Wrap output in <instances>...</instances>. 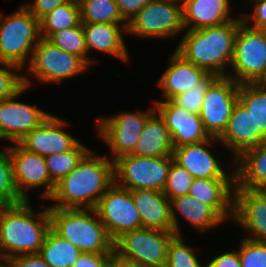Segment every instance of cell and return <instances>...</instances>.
Masks as SVG:
<instances>
[{
	"mask_svg": "<svg viewBox=\"0 0 266 267\" xmlns=\"http://www.w3.org/2000/svg\"><path fill=\"white\" fill-rule=\"evenodd\" d=\"M248 2L252 3L253 4L255 3L254 5V10H253V13L251 14H242L240 13L239 16H242V19L243 21L251 28H254V29H261L263 27H266V0H247ZM253 17L254 21L249 23V19ZM251 24V26H250Z\"/></svg>",
	"mask_w": 266,
	"mask_h": 267,
	"instance_id": "41",
	"label": "cell"
},
{
	"mask_svg": "<svg viewBox=\"0 0 266 267\" xmlns=\"http://www.w3.org/2000/svg\"><path fill=\"white\" fill-rule=\"evenodd\" d=\"M173 156L140 157L128 154L114 161L115 183L125 189L162 191Z\"/></svg>",
	"mask_w": 266,
	"mask_h": 267,
	"instance_id": "7",
	"label": "cell"
},
{
	"mask_svg": "<svg viewBox=\"0 0 266 267\" xmlns=\"http://www.w3.org/2000/svg\"><path fill=\"white\" fill-rule=\"evenodd\" d=\"M0 260H2V263L0 262V267H10L9 258L0 256Z\"/></svg>",
	"mask_w": 266,
	"mask_h": 267,
	"instance_id": "48",
	"label": "cell"
},
{
	"mask_svg": "<svg viewBox=\"0 0 266 267\" xmlns=\"http://www.w3.org/2000/svg\"><path fill=\"white\" fill-rule=\"evenodd\" d=\"M95 210L113 241L125 232L142 228L131 191L116 183L101 196Z\"/></svg>",
	"mask_w": 266,
	"mask_h": 267,
	"instance_id": "12",
	"label": "cell"
},
{
	"mask_svg": "<svg viewBox=\"0 0 266 267\" xmlns=\"http://www.w3.org/2000/svg\"><path fill=\"white\" fill-rule=\"evenodd\" d=\"M205 267H241L238 251L220 254L209 261Z\"/></svg>",
	"mask_w": 266,
	"mask_h": 267,
	"instance_id": "46",
	"label": "cell"
},
{
	"mask_svg": "<svg viewBox=\"0 0 266 267\" xmlns=\"http://www.w3.org/2000/svg\"><path fill=\"white\" fill-rule=\"evenodd\" d=\"M88 151L89 148L79 141L69 151L45 156L44 158L51 180L57 184L77 166L79 161Z\"/></svg>",
	"mask_w": 266,
	"mask_h": 267,
	"instance_id": "33",
	"label": "cell"
},
{
	"mask_svg": "<svg viewBox=\"0 0 266 267\" xmlns=\"http://www.w3.org/2000/svg\"><path fill=\"white\" fill-rule=\"evenodd\" d=\"M261 87L266 88V72L265 74L261 77V79L257 82Z\"/></svg>",
	"mask_w": 266,
	"mask_h": 267,
	"instance_id": "49",
	"label": "cell"
},
{
	"mask_svg": "<svg viewBox=\"0 0 266 267\" xmlns=\"http://www.w3.org/2000/svg\"><path fill=\"white\" fill-rule=\"evenodd\" d=\"M73 0H34L33 3L24 6L40 21L45 15L50 13L55 7Z\"/></svg>",
	"mask_w": 266,
	"mask_h": 267,
	"instance_id": "42",
	"label": "cell"
},
{
	"mask_svg": "<svg viewBox=\"0 0 266 267\" xmlns=\"http://www.w3.org/2000/svg\"><path fill=\"white\" fill-rule=\"evenodd\" d=\"M238 101L252 115L256 132L266 141V88L258 83L240 84Z\"/></svg>",
	"mask_w": 266,
	"mask_h": 267,
	"instance_id": "30",
	"label": "cell"
},
{
	"mask_svg": "<svg viewBox=\"0 0 266 267\" xmlns=\"http://www.w3.org/2000/svg\"><path fill=\"white\" fill-rule=\"evenodd\" d=\"M40 38L39 21L24 5L7 16L0 13V63L23 70Z\"/></svg>",
	"mask_w": 266,
	"mask_h": 267,
	"instance_id": "5",
	"label": "cell"
},
{
	"mask_svg": "<svg viewBox=\"0 0 266 267\" xmlns=\"http://www.w3.org/2000/svg\"><path fill=\"white\" fill-rule=\"evenodd\" d=\"M14 180L13 164L8 148L0 151V206H12L25 202Z\"/></svg>",
	"mask_w": 266,
	"mask_h": 267,
	"instance_id": "35",
	"label": "cell"
},
{
	"mask_svg": "<svg viewBox=\"0 0 266 267\" xmlns=\"http://www.w3.org/2000/svg\"><path fill=\"white\" fill-rule=\"evenodd\" d=\"M131 194L139 212L142 227L174 232L170 200L162 191L132 190Z\"/></svg>",
	"mask_w": 266,
	"mask_h": 267,
	"instance_id": "23",
	"label": "cell"
},
{
	"mask_svg": "<svg viewBox=\"0 0 266 267\" xmlns=\"http://www.w3.org/2000/svg\"><path fill=\"white\" fill-rule=\"evenodd\" d=\"M233 151L236 159L246 149L266 142L257 132L252 115L238 101L233 107L226 130L218 138Z\"/></svg>",
	"mask_w": 266,
	"mask_h": 267,
	"instance_id": "20",
	"label": "cell"
},
{
	"mask_svg": "<svg viewBox=\"0 0 266 267\" xmlns=\"http://www.w3.org/2000/svg\"><path fill=\"white\" fill-rule=\"evenodd\" d=\"M0 101L12 97L23 86V75L16 71L21 69L10 63H0ZM15 69V72L12 71Z\"/></svg>",
	"mask_w": 266,
	"mask_h": 267,
	"instance_id": "40",
	"label": "cell"
},
{
	"mask_svg": "<svg viewBox=\"0 0 266 267\" xmlns=\"http://www.w3.org/2000/svg\"><path fill=\"white\" fill-rule=\"evenodd\" d=\"M231 67L234 77L230 73L227 77L238 84L257 83L266 72V37L244 21L235 37Z\"/></svg>",
	"mask_w": 266,
	"mask_h": 267,
	"instance_id": "8",
	"label": "cell"
},
{
	"mask_svg": "<svg viewBox=\"0 0 266 267\" xmlns=\"http://www.w3.org/2000/svg\"><path fill=\"white\" fill-rule=\"evenodd\" d=\"M194 252V248L187 246L182 236L176 235L168 246L165 267H203Z\"/></svg>",
	"mask_w": 266,
	"mask_h": 267,
	"instance_id": "38",
	"label": "cell"
},
{
	"mask_svg": "<svg viewBox=\"0 0 266 267\" xmlns=\"http://www.w3.org/2000/svg\"><path fill=\"white\" fill-rule=\"evenodd\" d=\"M109 267H142L139 264L126 261L115 254L112 255Z\"/></svg>",
	"mask_w": 266,
	"mask_h": 267,
	"instance_id": "47",
	"label": "cell"
},
{
	"mask_svg": "<svg viewBox=\"0 0 266 267\" xmlns=\"http://www.w3.org/2000/svg\"><path fill=\"white\" fill-rule=\"evenodd\" d=\"M81 23L127 24L115 0H78Z\"/></svg>",
	"mask_w": 266,
	"mask_h": 267,
	"instance_id": "32",
	"label": "cell"
},
{
	"mask_svg": "<svg viewBox=\"0 0 266 267\" xmlns=\"http://www.w3.org/2000/svg\"><path fill=\"white\" fill-rule=\"evenodd\" d=\"M29 201L0 206V256L39 253L50 229L49 207L36 214Z\"/></svg>",
	"mask_w": 266,
	"mask_h": 267,
	"instance_id": "3",
	"label": "cell"
},
{
	"mask_svg": "<svg viewBox=\"0 0 266 267\" xmlns=\"http://www.w3.org/2000/svg\"><path fill=\"white\" fill-rule=\"evenodd\" d=\"M112 255L82 253L73 267H109Z\"/></svg>",
	"mask_w": 266,
	"mask_h": 267,
	"instance_id": "43",
	"label": "cell"
},
{
	"mask_svg": "<svg viewBox=\"0 0 266 267\" xmlns=\"http://www.w3.org/2000/svg\"><path fill=\"white\" fill-rule=\"evenodd\" d=\"M242 16L228 23L203 29L185 30L174 50L184 60L219 77L227 76L232 64L234 41Z\"/></svg>",
	"mask_w": 266,
	"mask_h": 267,
	"instance_id": "2",
	"label": "cell"
},
{
	"mask_svg": "<svg viewBox=\"0 0 266 267\" xmlns=\"http://www.w3.org/2000/svg\"><path fill=\"white\" fill-rule=\"evenodd\" d=\"M173 150L171 134L163 118L155 111L148 118L132 154L140 157H166L172 156Z\"/></svg>",
	"mask_w": 266,
	"mask_h": 267,
	"instance_id": "28",
	"label": "cell"
},
{
	"mask_svg": "<svg viewBox=\"0 0 266 267\" xmlns=\"http://www.w3.org/2000/svg\"><path fill=\"white\" fill-rule=\"evenodd\" d=\"M150 0H115L122 18L128 22L131 20Z\"/></svg>",
	"mask_w": 266,
	"mask_h": 267,
	"instance_id": "44",
	"label": "cell"
},
{
	"mask_svg": "<svg viewBox=\"0 0 266 267\" xmlns=\"http://www.w3.org/2000/svg\"><path fill=\"white\" fill-rule=\"evenodd\" d=\"M81 254L77 246L61 238L51 228L39 251V255L50 267H73Z\"/></svg>",
	"mask_w": 266,
	"mask_h": 267,
	"instance_id": "29",
	"label": "cell"
},
{
	"mask_svg": "<svg viewBox=\"0 0 266 267\" xmlns=\"http://www.w3.org/2000/svg\"><path fill=\"white\" fill-rule=\"evenodd\" d=\"M7 148L13 164L15 184L20 195L25 200H29L26 193L28 189L46 186L40 197L48 200L53 195L56 184L49 176L45 158L28 151L20 143Z\"/></svg>",
	"mask_w": 266,
	"mask_h": 267,
	"instance_id": "15",
	"label": "cell"
},
{
	"mask_svg": "<svg viewBox=\"0 0 266 267\" xmlns=\"http://www.w3.org/2000/svg\"><path fill=\"white\" fill-rule=\"evenodd\" d=\"M218 78L219 76L216 74L207 73L192 89L178 94L172 101L190 113L200 114L203 105V97Z\"/></svg>",
	"mask_w": 266,
	"mask_h": 267,
	"instance_id": "36",
	"label": "cell"
},
{
	"mask_svg": "<svg viewBox=\"0 0 266 267\" xmlns=\"http://www.w3.org/2000/svg\"><path fill=\"white\" fill-rule=\"evenodd\" d=\"M206 74L204 69L184 60L174 51L170 56L168 68L157 84L163 90L164 101H168L192 89Z\"/></svg>",
	"mask_w": 266,
	"mask_h": 267,
	"instance_id": "26",
	"label": "cell"
},
{
	"mask_svg": "<svg viewBox=\"0 0 266 267\" xmlns=\"http://www.w3.org/2000/svg\"><path fill=\"white\" fill-rule=\"evenodd\" d=\"M193 180L194 177L173 160L168 171L163 193L169 200L188 195Z\"/></svg>",
	"mask_w": 266,
	"mask_h": 267,
	"instance_id": "37",
	"label": "cell"
},
{
	"mask_svg": "<svg viewBox=\"0 0 266 267\" xmlns=\"http://www.w3.org/2000/svg\"><path fill=\"white\" fill-rule=\"evenodd\" d=\"M230 0H184L182 3L185 30L219 26L237 18L229 17Z\"/></svg>",
	"mask_w": 266,
	"mask_h": 267,
	"instance_id": "22",
	"label": "cell"
},
{
	"mask_svg": "<svg viewBox=\"0 0 266 267\" xmlns=\"http://www.w3.org/2000/svg\"><path fill=\"white\" fill-rule=\"evenodd\" d=\"M80 21V6L78 0H73L55 7L40 21V37L47 39L52 33L78 26Z\"/></svg>",
	"mask_w": 266,
	"mask_h": 267,
	"instance_id": "31",
	"label": "cell"
},
{
	"mask_svg": "<svg viewBox=\"0 0 266 267\" xmlns=\"http://www.w3.org/2000/svg\"><path fill=\"white\" fill-rule=\"evenodd\" d=\"M266 197V185L259 190Z\"/></svg>",
	"mask_w": 266,
	"mask_h": 267,
	"instance_id": "50",
	"label": "cell"
},
{
	"mask_svg": "<svg viewBox=\"0 0 266 267\" xmlns=\"http://www.w3.org/2000/svg\"><path fill=\"white\" fill-rule=\"evenodd\" d=\"M233 221L247 230V239L266 242V197L259 190H234Z\"/></svg>",
	"mask_w": 266,
	"mask_h": 267,
	"instance_id": "19",
	"label": "cell"
},
{
	"mask_svg": "<svg viewBox=\"0 0 266 267\" xmlns=\"http://www.w3.org/2000/svg\"><path fill=\"white\" fill-rule=\"evenodd\" d=\"M239 85L232 78L219 77L205 93L200 118L211 137L219 138L226 130L238 102Z\"/></svg>",
	"mask_w": 266,
	"mask_h": 267,
	"instance_id": "14",
	"label": "cell"
},
{
	"mask_svg": "<svg viewBox=\"0 0 266 267\" xmlns=\"http://www.w3.org/2000/svg\"><path fill=\"white\" fill-rule=\"evenodd\" d=\"M260 30L264 33V35H265V37H266V27H263V28H261Z\"/></svg>",
	"mask_w": 266,
	"mask_h": 267,
	"instance_id": "52",
	"label": "cell"
},
{
	"mask_svg": "<svg viewBox=\"0 0 266 267\" xmlns=\"http://www.w3.org/2000/svg\"><path fill=\"white\" fill-rule=\"evenodd\" d=\"M91 149L77 166L57 184L55 201L48 207L95 209L101 196L115 183L114 162L107 155H96Z\"/></svg>",
	"mask_w": 266,
	"mask_h": 267,
	"instance_id": "1",
	"label": "cell"
},
{
	"mask_svg": "<svg viewBox=\"0 0 266 267\" xmlns=\"http://www.w3.org/2000/svg\"><path fill=\"white\" fill-rule=\"evenodd\" d=\"M168 1H173V2H177L179 4H182L184 0H168ZM181 2V3H180Z\"/></svg>",
	"mask_w": 266,
	"mask_h": 267,
	"instance_id": "51",
	"label": "cell"
},
{
	"mask_svg": "<svg viewBox=\"0 0 266 267\" xmlns=\"http://www.w3.org/2000/svg\"><path fill=\"white\" fill-rule=\"evenodd\" d=\"M47 40L54 46L70 54L81 57L89 66H91V62L94 63L90 57H87L88 52L82 23L72 28L56 31L52 33Z\"/></svg>",
	"mask_w": 266,
	"mask_h": 267,
	"instance_id": "34",
	"label": "cell"
},
{
	"mask_svg": "<svg viewBox=\"0 0 266 267\" xmlns=\"http://www.w3.org/2000/svg\"><path fill=\"white\" fill-rule=\"evenodd\" d=\"M85 43L90 50L110 54L122 61H129V53L123 38L127 24L82 23Z\"/></svg>",
	"mask_w": 266,
	"mask_h": 267,
	"instance_id": "24",
	"label": "cell"
},
{
	"mask_svg": "<svg viewBox=\"0 0 266 267\" xmlns=\"http://www.w3.org/2000/svg\"><path fill=\"white\" fill-rule=\"evenodd\" d=\"M29 73L42 83L57 82L85 72L89 65L79 56L54 46L40 38L28 63Z\"/></svg>",
	"mask_w": 266,
	"mask_h": 267,
	"instance_id": "11",
	"label": "cell"
},
{
	"mask_svg": "<svg viewBox=\"0 0 266 267\" xmlns=\"http://www.w3.org/2000/svg\"><path fill=\"white\" fill-rule=\"evenodd\" d=\"M127 33L142 38L175 37L183 32L182 4L168 0H150L127 22Z\"/></svg>",
	"mask_w": 266,
	"mask_h": 267,
	"instance_id": "9",
	"label": "cell"
},
{
	"mask_svg": "<svg viewBox=\"0 0 266 267\" xmlns=\"http://www.w3.org/2000/svg\"><path fill=\"white\" fill-rule=\"evenodd\" d=\"M234 162L235 189L260 190L266 185V142L246 149Z\"/></svg>",
	"mask_w": 266,
	"mask_h": 267,
	"instance_id": "27",
	"label": "cell"
},
{
	"mask_svg": "<svg viewBox=\"0 0 266 267\" xmlns=\"http://www.w3.org/2000/svg\"><path fill=\"white\" fill-rule=\"evenodd\" d=\"M156 111L155 106L145 112H119L112 117L97 119V134L104 140L111 150L110 159L132 154L148 118Z\"/></svg>",
	"mask_w": 266,
	"mask_h": 267,
	"instance_id": "10",
	"label": "cell"
},
{
	"mask_svg": "<svg viewBox=\"0 0 266 267\" xmlns=\"http://www.w3.org/2000/svg\"><path fill=\"white\" fill-rule=\"evenodd\" d=\"M238 255L241 267H266V242L243 238Z\"/></svg>",
	"mask_w": 266,
	"mask_h": 267,
	"instance_id": "39",
	"label": "cell"
},
{
	"mask_svg": "<svg viewBox=\"0 0 266 267\" xmlns=\"http://www.w3.org/2000/svg\"><path fill=\"white\" fill-rule=\"evenodd\" d=\"M67 124L63 119L50 114L44 122L28 133L20 144L28 151L43 157L69 151L79 141L63 130Z\"/></svg>",
	"mask_w": 266,
	"mask_h": 267,
	"instance_id": "17",
	"label": "cell"
},
{
	"mask_svg": "<svg viewBox=\"0 0 266 267\" xmlns=\"http://www.w3.org/2000/svg\"><path fill=\"white\" fill-rule=\"evenodd\" d=\"M9 264L10 267H50L39 253L11 257Z\"/></svg>",
	"mask_w": 266,
	"mask_h": 267,
	"instance_id": "45",
	"label": "cell"
},
{
	"mask_svg": "<svg viewBox=\"0 0 266 267\" xmlns=\"http://www.w3.org/2000/svg\"><path fill=\"white\" fill-rule=\"evenodd\" d=\"M155 109L165 121L174 148L201 143L211 138L204 128L200 114L190 113L172 100L155 101Z\"/></svg>",
	"mask_w": 266,
	"mask_h": 267,
	"instance_id": "16",
	"label": "cell"
},
{
	"mask_svg": "<svg viewBox=\"0 0 266 267\" xmlns=\"http://www.w3.org/2000/svg\"><path fill=\"white\" fill-rule=\"evenodd\" d=\"M49 216L50 228L82 253L114 254V241L95 209L49 207Z\"/></svg>",
	"mask_w": 266,
	"mask_h": 267,
	"instance_id": "4",
	"label": "cell"
},
{
	"mask_svg": "<svg viewBox=\"0 0 266 267\" xmlns=\"http://www.w3.org/2000/svg\"><path fill=\"white\" fill-rule=\"evenodd\" d=\"M235 179L194 178L189 195L210 205L225 221L234 216Z\"/></svg>",
	"mask_w": 266,
	"mask_h": 267,
	"instance_id": "21",
	"label": "cell"
},
{
	"mask_svg": "<svg viewBox=\"0 0 266 267\" xmlns=\"http://www.w3.org/2000/svg\"><path fill=\"white\" fill-rule=\"evenodd\" d=\"M218 138L211 137L201 143L181 145L173 150V159L184 167L194 178L205 179H235V171L227 174L221 161H217L213 153L206 146Z\"/></svg>",
	"mask_w": 266,
	"mask_h": 267,
	"instance_id": "18",
	"label": "cell"
},
{
	"mask_svg": "<svg viewBox=\"0 0 266 267\" xmlns=\"http://www.w3.org/2000/svg\"><path fill=\"white\" fill-rule=\"evenodd\" d=\"M23 75L24 86L12 97L0 101V139L20 143L22 139L37 128L50 115L46 111L22 102L16 98L29 89L31 82Z\"/></svg>",
	"mask_w": 266,
	"mask_h": 267,
	"instance_id": "13",
	"label": "cell"
},
{
	"mask_svg": "<svg viewBox=\"0 0 266 267\" xmlns=\"http://www.w3.org/2000/svg\"><path fill=\"white\" fill-rule=\"evenodd\" d=\"M174 232L139 228L122 234L114 241V254L142 267H165L168 246Z\"/></svg>",
	"mask_w": 266,
	"mask_h": 267,
	"instance_id": "6",
	"label": "cell"
},
{
	"mask_svg": "<svg viewBox=\"0 0 266 267\" xmlns=\"http://www.w3.org/2000/svg\"><path fill=\"white\" fill-rule=\"evenodd\" d=\"M170 208L174 233L177 236H181L177 211L193 228L201 231L215 228V226H219L225 221L210 205L193 198L189 194L172 198Z\"/></svg>",
	"mask_w": 266,
	"mask_h": 267,
	"instance_id": "25",
	"label": "cell"
}]
</instances>
